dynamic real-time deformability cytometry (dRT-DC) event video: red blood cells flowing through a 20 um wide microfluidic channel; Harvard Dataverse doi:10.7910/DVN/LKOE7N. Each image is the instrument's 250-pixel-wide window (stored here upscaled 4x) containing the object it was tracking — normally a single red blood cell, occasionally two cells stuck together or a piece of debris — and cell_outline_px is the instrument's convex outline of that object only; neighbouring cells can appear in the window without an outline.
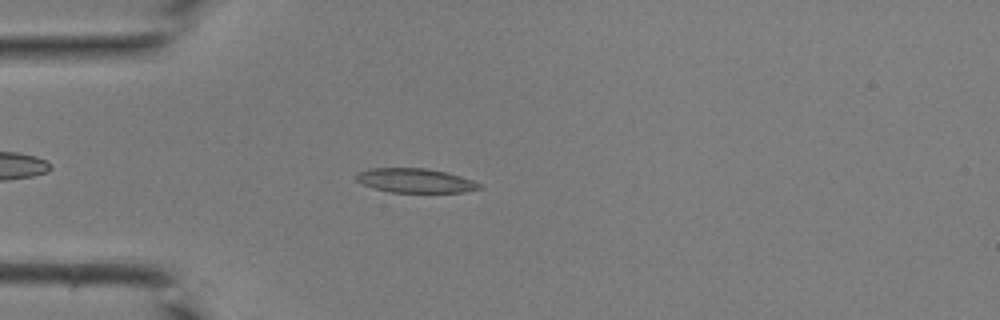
{"species": "common noctule bat (a hibernating species)", "species_latin": "Nyctalus noctula", "temperature_condition": "room temperature", "stored_images_in_passage": 36, "camera_frame_rate_fps": 3000, "um_per_image_px": 0.085, "animal": {"sex": "male", "body_mass_g": 19.0, "forearm_length_mm": 50.8}, "frame": {"image": 1, "passage_image": 6, "time_ms": 1.667, "image_size_px": [1000, 320], "cell_outline_px": [[484, 188], [460, 192], [392, 192], [376, 188], [364, 184], [356, 180], [356, 172], [368, 168], [424, 168], [444, 172], [460, 176], [472, 180], [480, 184]], "centroid_in_image_um": [35.28, 15.34], "position_along_channel_um": 49.7, "area_um2": 17.17}}
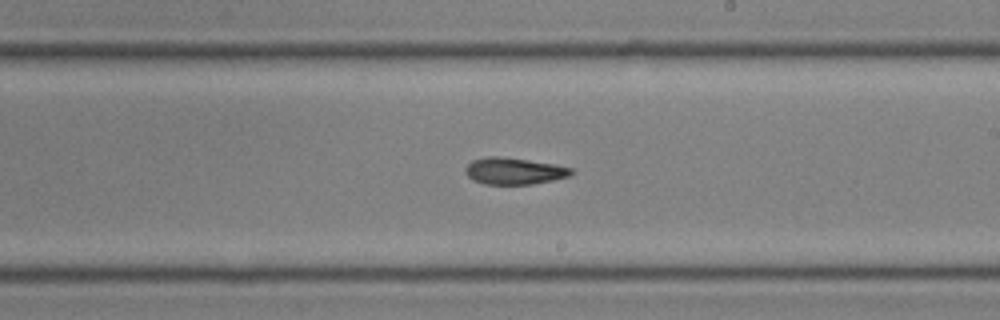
{"frame": {"image": 2, "passage_image": 19, "time_ms": 6.0, "image_size_px": [1000, 320], "cell_outline_px": [[576, 172], [568, 176], [552, 180], [532, 184], [484, 184], [472, 180], [464, 172], [464, 168], [472, 160], [488, 156], [496, 156], [528, 160], [556, 164], [572, 168]], "centroid_in_image_um": [43.68, 14.54], "position_along_channel_um": 245.3, "area_um2": 16.53}}
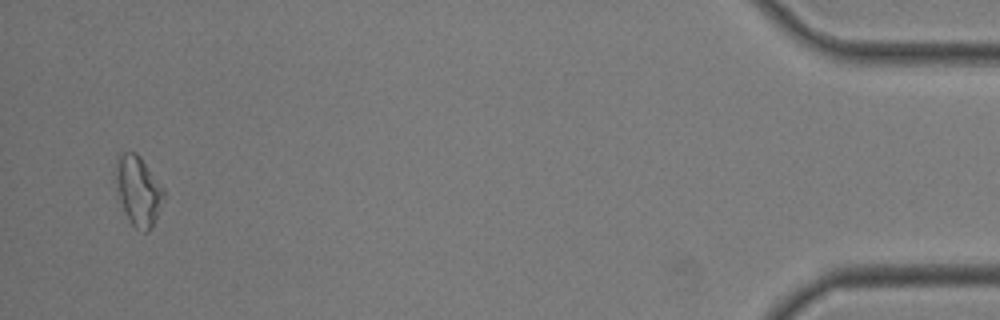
{"frame": {"image": 3, "passage_image": 35, "time_ms": 11.333, "image_size_px": [1000, 320], "cell_outline_px": [[168, 192], [152, 228], [148, 232], [144, 232], [136, 228], [132, 224], [120, 200], [116, 188], [112, 172], [116, 156], [124, 152], [136, 152], [140, 156]], "centroid_in_image_um": [11.76, 16.16], "position_along_channel_um": 423.4, "area_um2": 20.17}}